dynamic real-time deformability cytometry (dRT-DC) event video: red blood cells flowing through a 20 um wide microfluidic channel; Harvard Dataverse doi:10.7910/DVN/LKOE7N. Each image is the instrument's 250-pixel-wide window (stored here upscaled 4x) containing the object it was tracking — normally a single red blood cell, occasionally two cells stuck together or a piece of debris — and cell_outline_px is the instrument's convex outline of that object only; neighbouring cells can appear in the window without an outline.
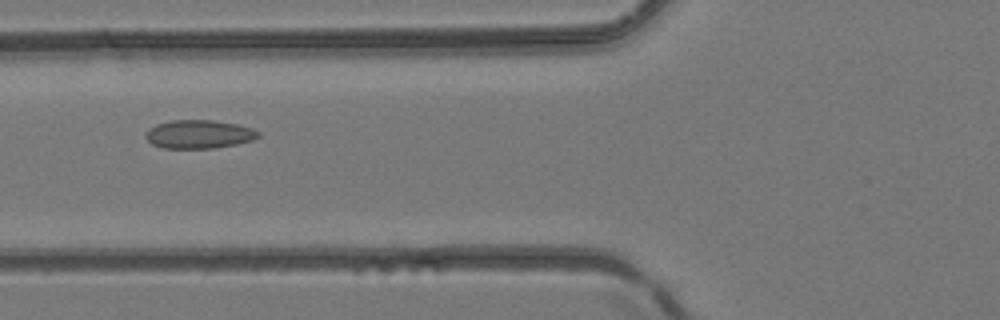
{"species": "common noctule bat (a hibernating species)", "species_latin": "Nyctalus noctula", "temperature_condition": "room temperature", "stored_images_in_passage": 41, "camera_frame_rate_fps": 3000, "um_per_image_px": 0.085, "animal": {"sex": "female", "body_mass_g": 24.6, "forearm_length_mm": 56.2}, "frame": {"image": 1, "passage_image": 15, "time_ms": 4.667, "image_size_px": [1000, 320], "cell_outline_px": [[260, 136], [252, 140], [236, 144], [212, 148], [164, 148], [152, 144], [144, 136], [144, 132], [148, 128], [156, 124], [172, 120], [212, 120], [236, 124], [252, 128], [260, 132]], "centroid_in_image_um": [16.88, 11.4], "position_along_channel_um": 108.9, "area_um2": 18.73}}
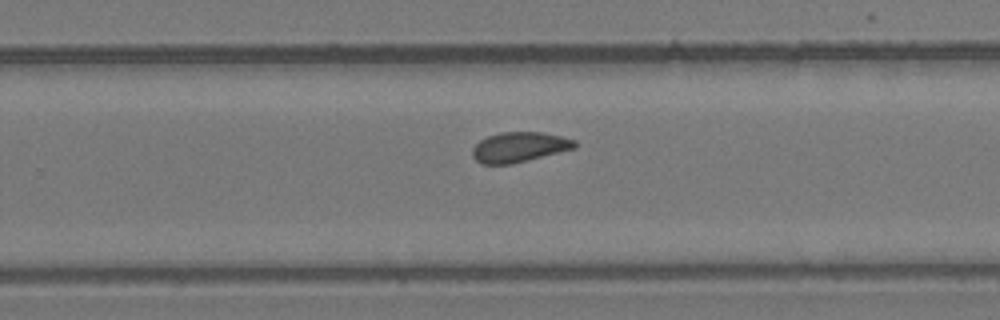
{"frame": {"image": 2, "passage_image": 26, "time_ms": 8.333, "image_size_px": [1000, 320], "cell_outline_px": [[576, 148], [512, 164], [480, 164], [472, 156], [472, 148], [480, 140], [488, 136], [500, 132], [544, 132], [576, 140]], "centroid_in_image_um": [44.13, 12.5], "position_along_channel_um": 285.7, "area_um2": 17.98}}
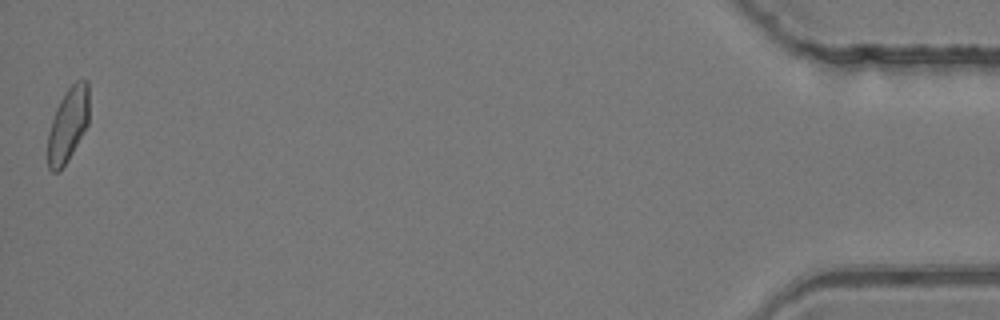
{"frame": {"image": 3, "passage_image": 41, "time_ms": 13.333, "image_size_px": [1000, 320], "cell_outline_px": [[88, 124], [68, 160], [60, 172], [52, 172], [48, 168], [48, 132], [56, 108], [64, 92], [76, 80], [88, 80]], "centroid_in_image_um": [5.77, 10.6], "position_along_channel_um": 429.4, "area_um2": 17.86}}